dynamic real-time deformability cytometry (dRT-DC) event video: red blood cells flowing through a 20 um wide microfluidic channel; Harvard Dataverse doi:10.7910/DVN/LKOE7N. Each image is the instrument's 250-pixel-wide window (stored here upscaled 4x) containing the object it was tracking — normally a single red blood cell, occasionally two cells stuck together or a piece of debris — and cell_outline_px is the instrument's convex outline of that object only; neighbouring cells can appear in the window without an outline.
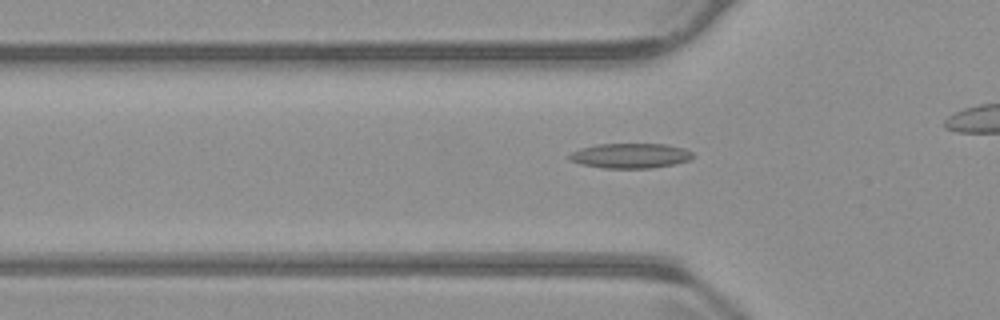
{"species": "common noctule bat (a hibernating species)", "species_latin": "Nyctalus noctula", "temperature_condition": "warm", "stored_images_in_passage": 44, "camera_frame_rate_fps": 3000, "um_per_image_px": 0.085, "animal": {"sex": "male", "body_mass_g": 23.1, "forearm_length_mm": 52.7}, "frame": {"image": 1, "passage_image": 18, "time_ms": 5.667, "image_size_px": [1000, 320], "cell_outline_px": [[692, 156], [688, 160], [676, 164], [652, 168], [604, 168], [580, 164], [568, 160], [568, 156], [572, 152], [580, 148], [596, 144], [664, 144], [684, 148], [692, 152]], "centroid_in_image_um": [53.54, 13.24], "position_along_channel_um": 72.3, "area_um2": 17.98}}
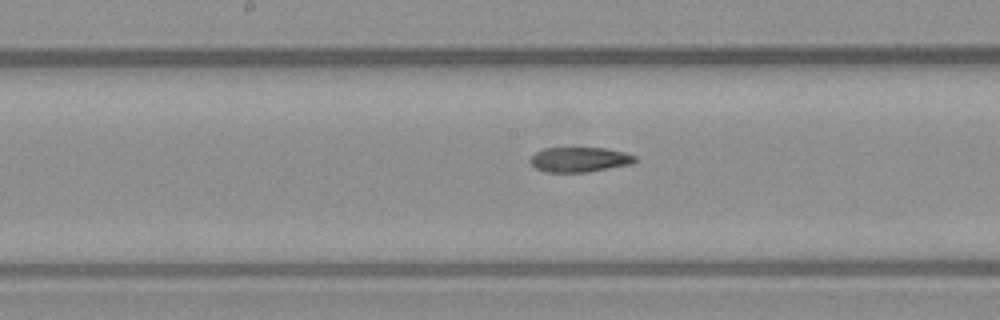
{"frame": {"image": 2, "passage_image": 28, "time_ms": 9.0, "image_size_px": [1000, 320], "cell_outline_px": [[636, 160], [632, 164], [588, 172], [544, 172], [536, 168], [528, 160], [536, 152], [544, 148], [604, 148], [624, 152], [636, 156]], "centroid_in_image_um": [49.25, 13.57], "position_along_channel_um": 198.9, "area_um2": 15.2}}
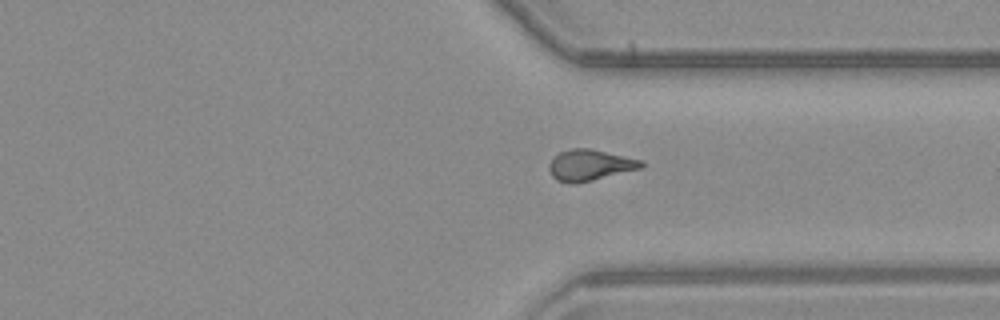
{"frame": {"image": 3, "passage_image": 41, "time_ms": 13.333, "image_size_px": [1000, 320], "cell_outline_px": [[644, 164], [640, 168], [592, 180], [572, 184], [556, 180], [552, 176], [548, 168], [548, 164], [560, 152], [572, 148], [588, 148], [644, 160]], "centroid_in_image_um": [50.12, 14.03], "position_along_channel_um": 361.3, "area_um2": 16.47}}